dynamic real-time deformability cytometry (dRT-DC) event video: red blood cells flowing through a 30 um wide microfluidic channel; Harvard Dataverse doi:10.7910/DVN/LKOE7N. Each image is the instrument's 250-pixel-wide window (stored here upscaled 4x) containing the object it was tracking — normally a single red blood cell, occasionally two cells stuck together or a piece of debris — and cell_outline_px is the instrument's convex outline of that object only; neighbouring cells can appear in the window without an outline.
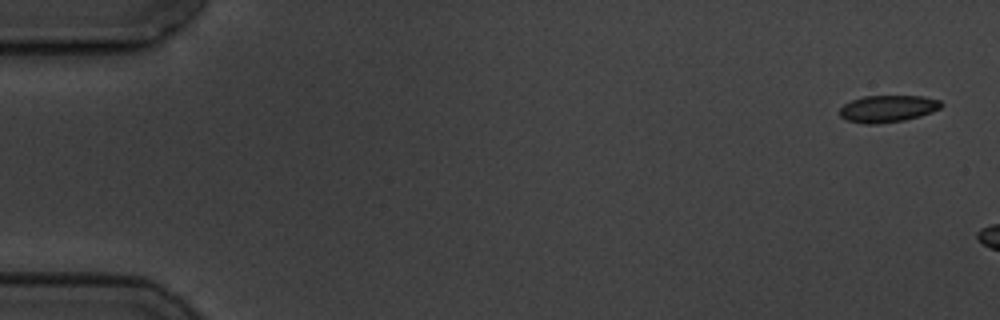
{"species": "common noctule bat (a hibernating species)", "species_latin": "Nyctalus noctula", "temperature_condition": "cold", "stored_images_in_passage": 3, "camera_frame_rate_fps": 3000, "um_per_image_px": 0.085, "animal": {"sex": "male", "body_mass_g": 19.5, "forearm_length_mm": 54.6}, "frame": {"image": 1, "passage_image": 1, "time_ms": 0.0, "image_size_px": [1000, 320], "cell_outline_px": [[944, 104], [940, 108], [932, 112], [920, 116], [904, 120], [876, 124], [864, 124], [848, 120], [840, 116], [840, 108], [844, 104], [852, 100], [864, 96], [924, 96], [940, 100]], "centroid_in_image_um": [75.48, 9.23], "position_along_channel_um": 9.5, "area_um2": 15.95}}